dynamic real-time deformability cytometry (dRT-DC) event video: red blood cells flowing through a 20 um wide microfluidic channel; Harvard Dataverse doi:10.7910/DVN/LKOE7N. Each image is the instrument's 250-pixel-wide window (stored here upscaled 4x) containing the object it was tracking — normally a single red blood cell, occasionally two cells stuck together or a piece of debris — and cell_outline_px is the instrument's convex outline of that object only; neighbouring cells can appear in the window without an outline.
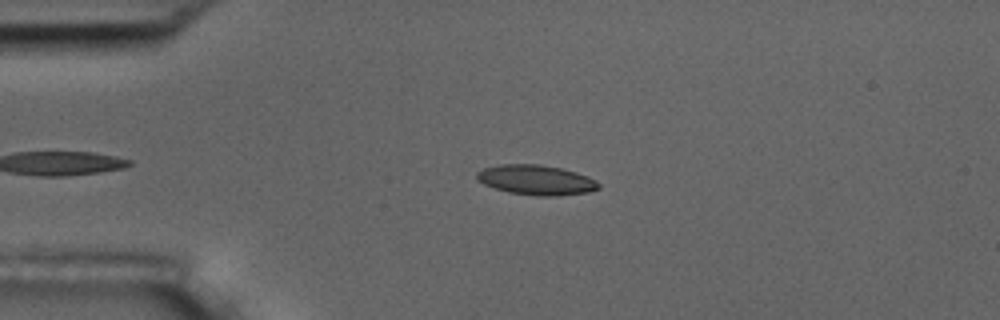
{"species": "common noctule bat (a hibernating species)", "species_latin": "Nyctalus noctula", "temperature_condition": "room temperature", "stored_images_in_passage": 40, "camera_frame_rate_fps": 3000, "um_per_image_px": 0.085, "animal": {"sex": "male", "body_mass_g": 17.5, "forearm_length_mm": 52.3}, "frame": {"image": 1, "passage_image": 3, "time_ms": 0.667, "image_size_px": [1000, 320], "cell_outline_px": [[600, 188], [588, 192], [556, 196], [536, 196], [508, 192], [484, 184], [476, 180], [476, 172], [484, 168], [500, 164], [540, 164], [560, 168], [576, 172], [588, 176], [596, 180], [600, 184]], "centroid_in_image_um": [45.57, 15.29], "position_along_channel_um": 39.4, "area_um2": 21.33}}
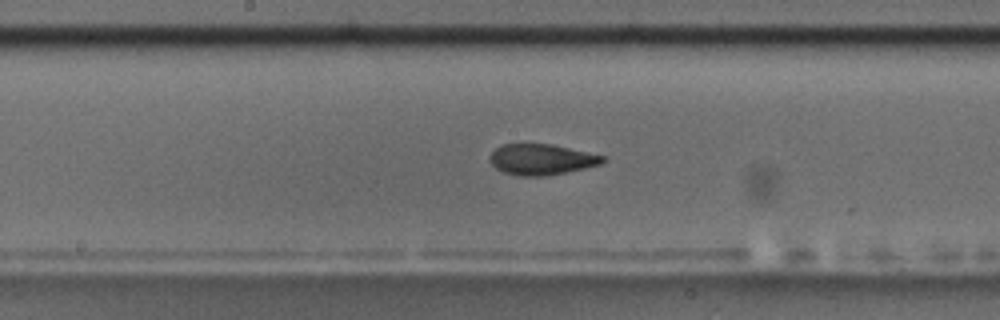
{"frame": {"image": 2, "passage_image": 19, "time_ms": 6.0, "image_size_px": [1000, 320], "cell_outline_px": [[604, 160], [600, 164], [584, 168], [544, 176], [520, 176], [504, 172], [496, 168], [488, 160], [488, 156], [500, 144], [552, 144], [604, 156]], "centroid_in_image_um": [45.96, 13.54], "position_along_channel_um": 202.2, "area_um2": 20.06}}
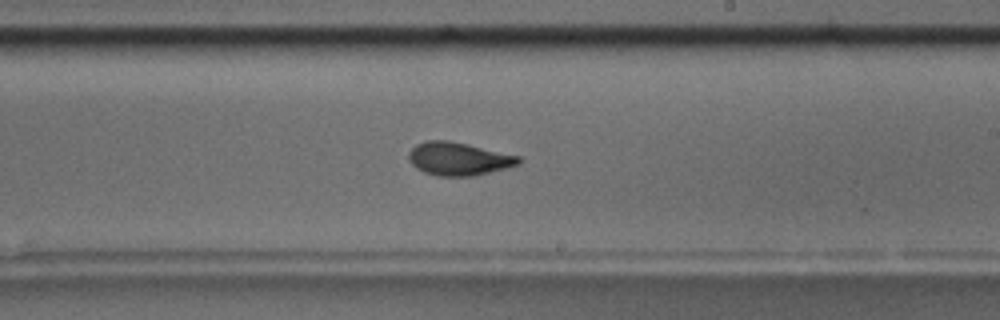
{"frame": {"image": 3, "passage_image": 23, "time_ms": 7.333, "image_size_px": [1000, 320], "cell_outline_px": [[520, 164], [472, 176], [436, 176], [424, 172], [416, 168], [408, 160], [408, 152], [416, 144], [428, 140], [448, 140], [468, 144], [520, 156]], "centroid_in_image_um": [38.94, 13.49], "position_along_channel_um": 250.1, "area_um2": 21.15}, "authors_computed_cell_mechanics": {"area_um2": 20.7213, "velocity_mm_per_s": 3.599, "shape_relaxation_time_tau1_ms": 4.8258, "shape_relaxation_time_tau2_ms": 1.5695, "deformation_change_tau1": 0.1411, "deformation_change_tau2": 0.0557}}